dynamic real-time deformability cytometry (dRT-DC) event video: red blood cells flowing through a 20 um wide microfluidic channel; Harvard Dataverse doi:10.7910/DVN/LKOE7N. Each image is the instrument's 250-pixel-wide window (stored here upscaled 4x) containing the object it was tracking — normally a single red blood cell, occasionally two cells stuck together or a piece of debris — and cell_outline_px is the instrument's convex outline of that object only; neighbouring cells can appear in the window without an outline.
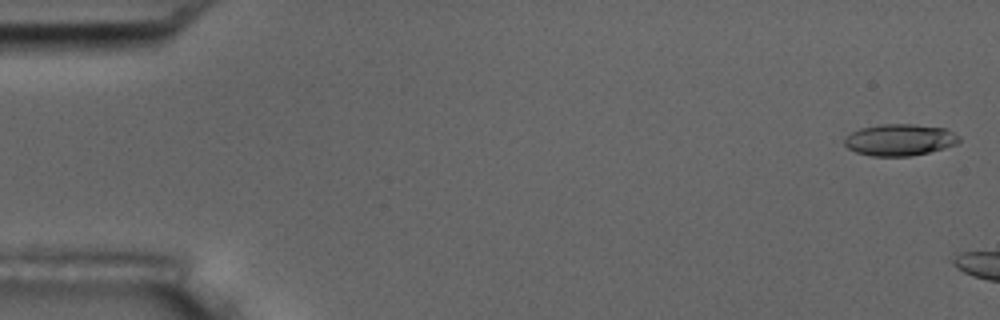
{"species": "common noctule bat (a hibernating species)", "species_latin": "Nyctalus noctula", "temperature_condition": "room temperature", "stored_images_in_passage": 4, "camera_frame_rate_fps": 3000, "um_per_image_px": 0.085, "animal": {"sex": "male", "body_mass_g": 17.5, "forearm_length_mm": 52.3}, "frame": {"image": 1, "passage_image": 1, "time_ms": 0.0, "image_size_px": [1000, 320], "cell_outline_px": [[960, 140], [956, 144], [944, 148], [912, 156], [872, 156], [856, 152], [848, 148], [844, 144], [844, 140], [852, 132], [860, 128], [880, 124], [912, 124], [944, 128], [960, 136]], "centroid_in_image_um": [76.47, 11.89], "position_along_channel_um": 8.5, "area_um2": 21.04}}